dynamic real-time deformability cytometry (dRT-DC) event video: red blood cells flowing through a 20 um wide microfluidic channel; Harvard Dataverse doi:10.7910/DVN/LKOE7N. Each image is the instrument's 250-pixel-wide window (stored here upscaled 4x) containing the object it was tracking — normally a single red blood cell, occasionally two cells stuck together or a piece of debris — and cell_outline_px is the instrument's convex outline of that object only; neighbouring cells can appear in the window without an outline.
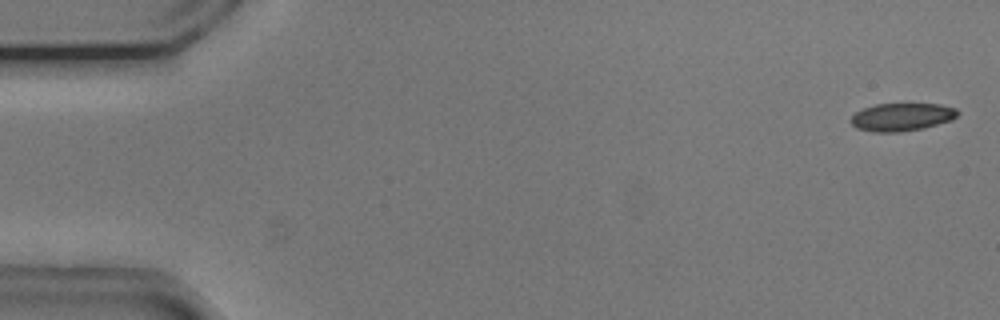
{"species": "common noctule bat (a hibernating species)", "species_latin": "Nyctalus noctula", "temperature_condition": "cold", "stored_images_in_passage": 12, "camera_frame_rate_fps": 3000, "um_per_image_px": 0.085, "animal": {"sex": "male", "body_mass_g": 20.5, "forearm_length_mm": 52.5}, "frame": {"image": 1, "passage_image": 2, "time_ms": 0.333, "image_size_px": [1000, 320], "cell_outline_px": [[960, 112], [952, 120], [924, 128], [900, 132], [872, 132], [856, 128], [848, 120], [856, 112], [864, 108], [876, 104], [940, 104], [956, 108]], "centroid_in_image_um": [76.65, 9.95], "position_along_channel_um": 8.4, "area_um2": 17.46}}